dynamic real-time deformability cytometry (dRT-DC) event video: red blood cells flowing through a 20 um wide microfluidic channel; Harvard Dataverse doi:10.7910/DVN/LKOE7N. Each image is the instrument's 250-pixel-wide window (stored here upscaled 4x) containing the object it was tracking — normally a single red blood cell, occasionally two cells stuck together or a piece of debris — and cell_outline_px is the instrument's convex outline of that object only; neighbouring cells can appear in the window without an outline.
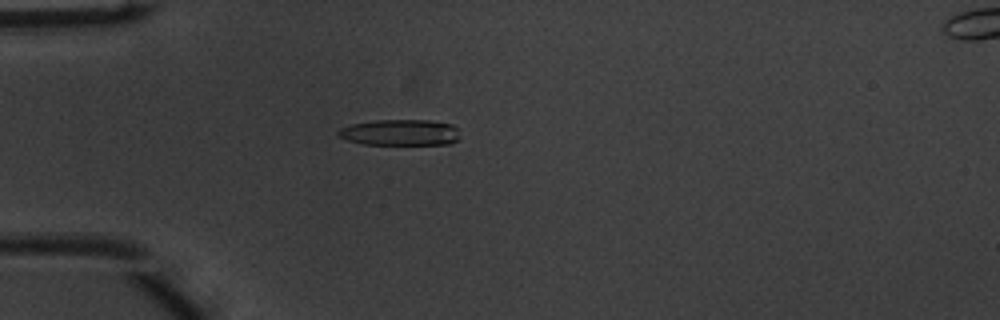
{"species": "common noctule bat (a hibernating species)", "species_latin": "Nyctalus noctula", "temperature_condition": "warm", "stored_images_in_passage": 42, "camera_frame_rate_fps": 3000, "um_per_image_px": 0.085, "animal": {"sex": "male", "body_mass_g": 20.1, "forearm_length_mm": 53.5}, "frame": {"image": 1, "passage_image": 6, "time_ms": 1.667, "image_size_px": [1000, 320], "cell_outline_px": [[460, 140], [448, 144], [364, 144], [348, 140], [336, 136], [336, 132], [340, 128], [352, 124], [376, 120], [428, 120], [452, 124], [456, 128]], "centroid_in_image_um": [34.0, 11.26], "position_along_channel_um": 51.0, "area_um2": 18.5}}
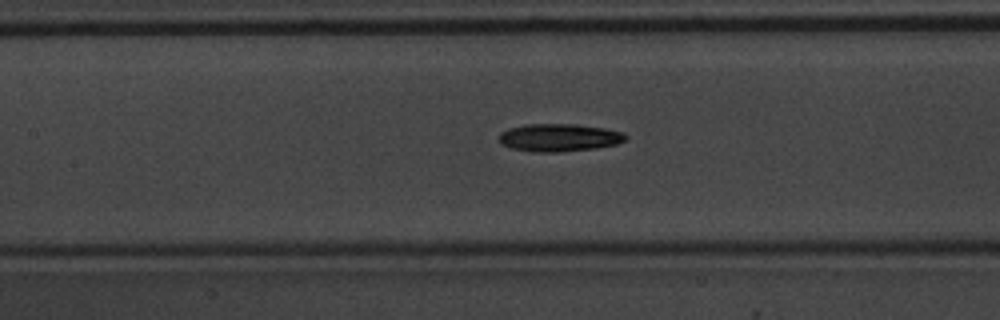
{"frame": {"image": 2, "passage_image": 15, "time_ms": 4.667, "image_size_px": [1000, 320], "cell_outline_px": [[628, 136], [624, 140], [616, 144], [596, 148], [560, 152], [536, 152], [512, 148], [500, 144], [500, 132], [508, 128], [524, 124], [576, 124], [604, 128], [624, 132]], "centroid_in_image_um": [47.52, 11.69], "position_along_channel_um": 159.9, "area_um2": 20.52}}
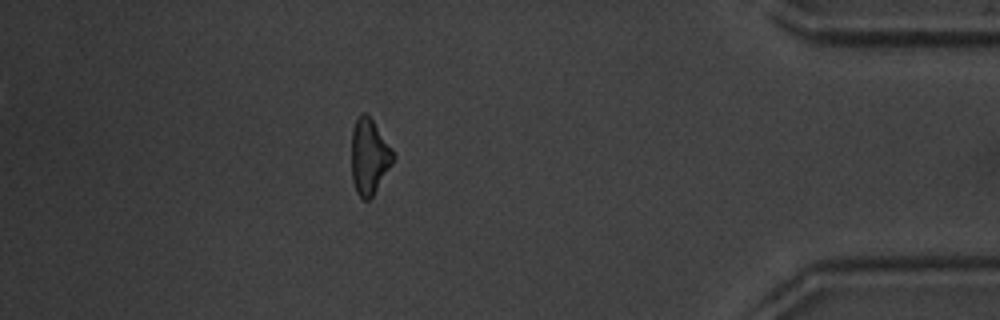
{"frame": {"image": 3, "passage_image": 36, "time_ms": 11.667, "image_size_px": [1000, 320], "cell_outline_px": [[396, 156], [392, 164], [372, 196], [368, 200], [364, 200], [356, 192], [352, 180], [352, 128], [360, 112], [364, 112], [372, 120], [392, 148]], "centroid_in_image_um": [31.38, 13.3], "position_along_channel_um": 403.8, "area_um2": 18.21}, "authors_computed_cell_mechanics": {"area_um2": 19.2763, "velocity_mm_per_s": 4.0603, "shape_relaxation_time_tau1_ms": 3.9754, "shape_relaxation_time_tau2_ms": null, "deformation_change_tau1": 0.1333, "deformation_change_tau2": null}}